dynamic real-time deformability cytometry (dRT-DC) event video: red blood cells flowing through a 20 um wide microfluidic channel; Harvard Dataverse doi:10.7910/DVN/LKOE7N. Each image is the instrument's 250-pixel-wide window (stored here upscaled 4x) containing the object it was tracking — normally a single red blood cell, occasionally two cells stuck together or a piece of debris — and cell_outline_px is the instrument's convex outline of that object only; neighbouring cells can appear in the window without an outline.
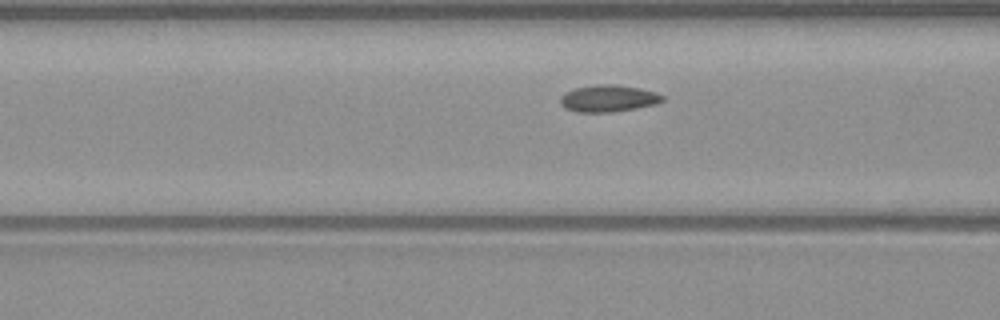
{"species": "common noctule bat (a hibernating species)", "species_latin": "Nyctalus noctula", "temperature_condition": "warm", "stored_images_in_passage": 42, "camera_frame_rate_fps": 3000, "um_per_image_px": 0.085, "animal": {"sex": "male", "body_mass_g": 23.1, "forearm_length_mm": 52.7}, "frame": {"image": 1, "passage_image": 11, "time_ms": 3.333, "image_size_px": [1000, 320], "cell_outline_px": [[664, 100], [656, 104], [636, 108], [612, 112], [576, 112], [564, 108], [560, 104], [560, 96], [564, 92], [576, 88], [596, 84], [612, 84], [640, 88], [656, 92], [664, 96]], "centroid_in_image_um": [51.69, 8.37], "position_along_channel_um": 114.9, "area_um2": 16.13}}
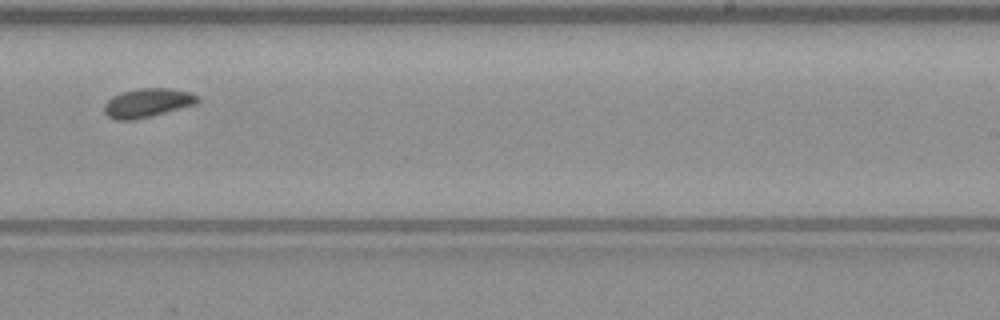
{"frame": {"image": 2, "passage_image": 23, "time_ms": 7.333, "image_size_px": [1000, 320], "cell_outline_px": [[200, 100], [196, 104], [152, 116], [132, 120], [116, 120], [108, 116], [104, 112], [104, 104], [112, 96], [120, 92], [140, 88], [172, 88], [188, 92], [196, 96]], "centroid_in_image_um": [12.5, 8.74], "position_along_channel_um": 276.5, "area_um2": 15.72}}
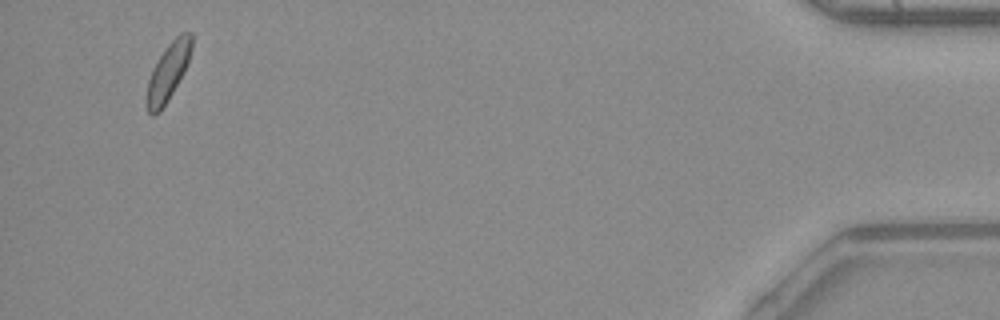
{"frame": {"image": 3, "passage_image": 40, "time_ms": 13.0, "image_size_px": [1000, 320], "cell_outline_px": [[192, 48], [188, 64], [184, 72], [168, 100], [160, 112], [152, 116], [148, 112], [144, 104], [148, 80], [152, 68], [168, 44], [180, 32], [192, 32]], "centroid_in_image_um": [14.27, 6.14], "position_along_channel_um": 420.9, "area_um2": 15.32}, "authors_computed_cell_mechanics": {"area_um2": 15.2592, "velocity_mm_per_s": 4.0515, "shape_relaxation_time_tau1_ms": null, "shape_relaxation_time_tau2_ms": 9.2028, "deformation_change_tau1": null, "deformation_change_tau2": 0.1143}}